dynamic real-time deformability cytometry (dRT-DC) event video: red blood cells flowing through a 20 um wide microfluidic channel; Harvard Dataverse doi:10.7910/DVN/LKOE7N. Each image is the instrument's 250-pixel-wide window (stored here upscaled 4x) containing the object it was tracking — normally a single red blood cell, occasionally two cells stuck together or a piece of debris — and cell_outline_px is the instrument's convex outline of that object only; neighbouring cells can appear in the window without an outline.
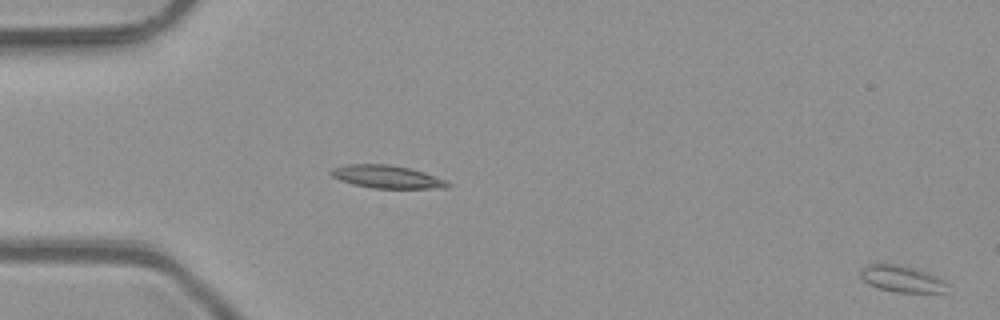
{"species": "common noctule bat (a hibernating species)", "species_latin": "Nyctalus noctula", "temperature_condition": "room temperature", "stored_images_in_passage": 52, "camera_frame_rate_fps": 3000, "um_per_image_px": 0.085, "animal": {"sex": "male", "body_mass_g": 23.1, "forearm_length_mm": 52.7}, "frame": {"image": 1, "passage_image": 1, "time_ms": 0.0, "image_size_px": [1000, 320], "cell_outline_px": [[948, 284], [944, 292], [896, 292], [876, 288], [868, 284], [860, 276], [860, 268], [864, 264], [896, 264], [912, 268], [924, 272], [944, 280]], "centroid_in_image_um": [76.58, 23.7], "position_along_channel_um": 8.4, "area_um2": 13.29}}
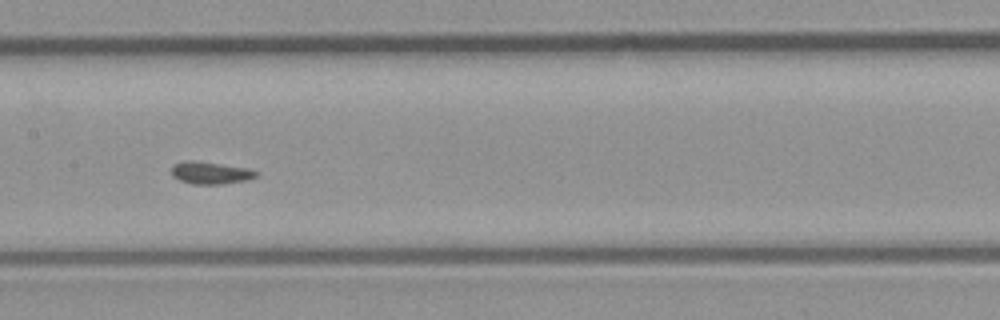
{"frame": {"image": 2, "passage_image": 26, "time_ms": 8.333, "image_size_px": [1000, 320], "cell_outline_px": [[260, 176], [248, 180], [220, 184], [192, 184], [180, 180], [172, 176], [172, 164], [184, 160], [192, 160], [248, 168], [260, 172]], "centroid_in_image_um": [17.92, 14.69], "position_along_channel_um": 189.5, "area_um2": 11.16}}
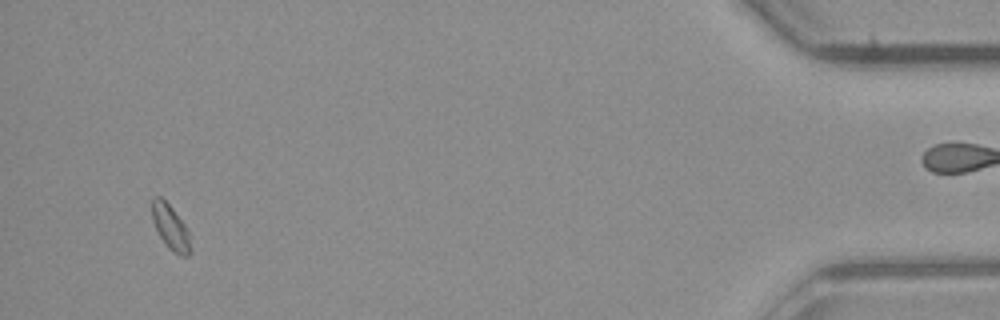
{"frame": {"image": 3, "passage_image": 49, "time_ms": 16.0, "image_size_px": [1000, 320], "cell_outline_px": [[192, 252], [188, 256], [180, 256], [172, 252], [168, 248], [160, 236], [156, 228], [152, 216], [152, 196], [160, 196], [172, 208], [184, 224], [188, 232], [192, 248]], "centroid_in_image_um": [14.52, 19.35], "position_along_channel_um": 420.7, "area_um2": 10.06}}